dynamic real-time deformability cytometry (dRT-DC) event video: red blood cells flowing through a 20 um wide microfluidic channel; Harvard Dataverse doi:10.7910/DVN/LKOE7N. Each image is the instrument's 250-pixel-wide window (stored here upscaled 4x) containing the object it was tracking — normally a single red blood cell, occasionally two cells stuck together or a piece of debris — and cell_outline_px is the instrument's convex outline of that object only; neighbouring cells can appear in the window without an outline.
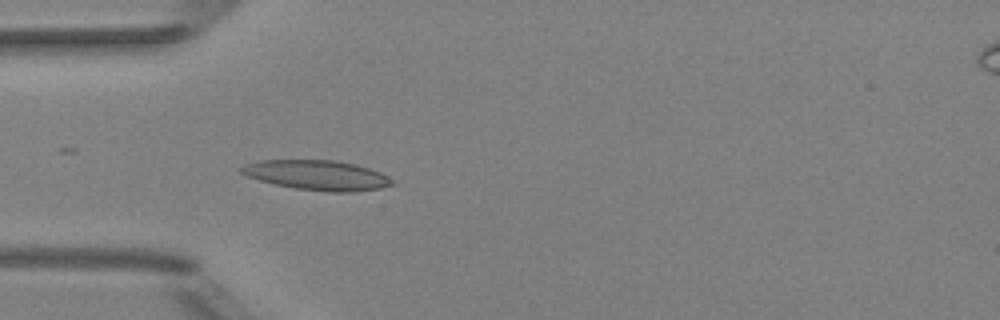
{"species": "Egyptian fruit bat (a non-hibernating species)", "species_latin": "Rousettus aegyptiacus", "temperature_condition": "room temperature", "stored_images_in_passage": 34, "camera_frame_rate_fps": 3000, "um_per_image_px": 0.085, "animal": {"sex": "female"}, "frame": {"image": 1, "passage_image": 1, "time_ms": 0.0, "image_size_px": [1000, 320], "cell_outline_px": [[396, 184], [380, 188], [356, 192], [328, 192], [296, 188], [276, 184], [260, 180], [248, 176], [240, 172], [240, 168], [244, 164], [260, 160], [336, 160], [356, 164], [380, 172], [388, 176]], "centroid_in_image_um": [26.99, 14.89], "position_along_channel_um": 58.0, "area_um2": 26.24}}
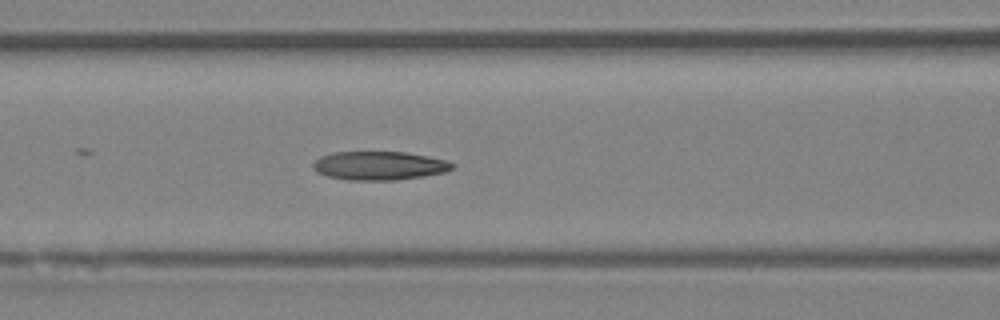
{"frame": {"image": 2, "passage_image": 7, "time_ms": 2.0, "image_size_px": [1000, 320], "cell_outline_px": [[456, 164], [452, 168], [444, 172], [424, 176], [396, 180], [348, 180], [328, 176], [316, 172], [312, 168], [312, 164], [320, 156], [332, 152], [404, 152], [428, 156], [444, 160]], "centroid_in_image_um": [32.2, 14.08], "position_along_channel_um": 134.4, "area_um2": 23.24}}
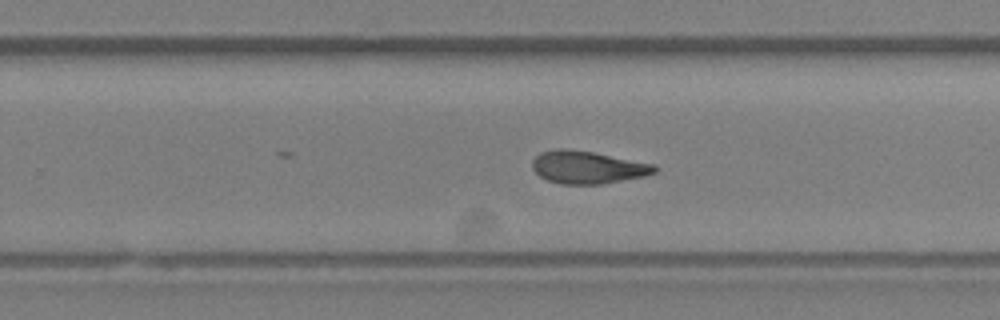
{"frame": {"image": 3, "passage_image": 18, "time_ms": 5.667, "image_size_px": [1000, 320], "cell_outline_px": [[656, 172], [644, 176], [600, 184], [560, 184], [548, 180], [540, 176], [532, 168], [532, 160], [540, 152], [556, 148], [568, 148], [592, 152], [656, 164]], "centroid_in_image_um": [49.92, 14.21], "position_along_channel_um": 279.9, "area_um2": 23.24}, "authors_computed_cell_mechanics": {"area_um2": 22.5998, "velocity_mm_per_s": 3.9966, "shape_relaxation_time_tau1_ms": null, "shape_relaxation_time_tau2_ms": 4.1126, "deformation_change_tau1": null, "deformation_change_tau2": 0.1257}}